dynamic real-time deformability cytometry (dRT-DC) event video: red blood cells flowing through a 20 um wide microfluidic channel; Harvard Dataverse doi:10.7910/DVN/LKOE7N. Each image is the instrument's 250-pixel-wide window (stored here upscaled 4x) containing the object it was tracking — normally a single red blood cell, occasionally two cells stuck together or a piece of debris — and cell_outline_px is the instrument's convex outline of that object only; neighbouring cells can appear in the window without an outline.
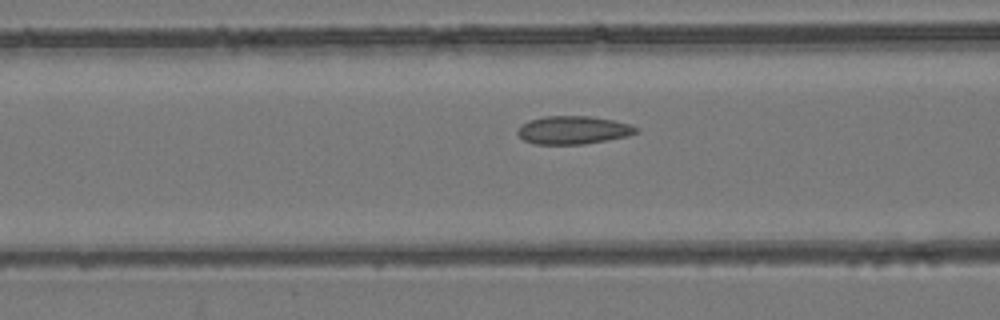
{"species": "common noctule bat (a hibernating species)", "species_latin": "Nyctalus noctula", "temperature_condition": "room temperature", "stored_images_in_passage": 54, "camera_frame_rate_fps": 3000, "um_per_image_px": 0.085, "animal": {"sex": "female", "body_mass_g": 24.6, "forearm_length_mm": 56.2}, "frame": {"image": 1, "passage_image": 22, "time_ms": 7.0, "image_size_px": [1000, 320], "cell_outline_px": [[640, 132], [628, 136], [584, 144], [536, 144], [524, 140], [516, 132], [520, 124], [528, 120], [544, 116], [592, 116], [632, 124], [640, 128]], "centroid_in_image_um": [48.75, 11.05], "position_along_channel_um": 117.9, "area_um2": 19.65}}
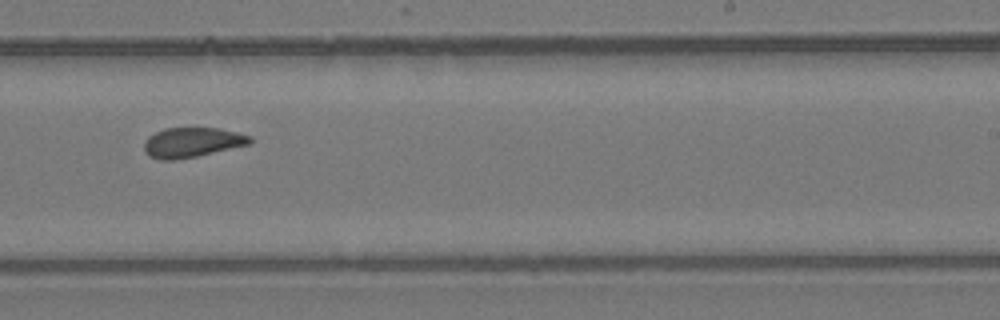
{"frame": {"image": 2, "passage_image": 34, "time_ms": 11.0, "image_size_px": [1000, 320], "cell_outline_px": [[252, 144], [196, 156], [176, 160], [160, 160], [148, 156], [144, 148], [144, 144], [148, 136], [164, 128], [220, 128], [252, 136]], "centroid_in_image_um": [16.34, 12.1], "position_along_channel_um": 272.7, "area_um2": 18.5}}
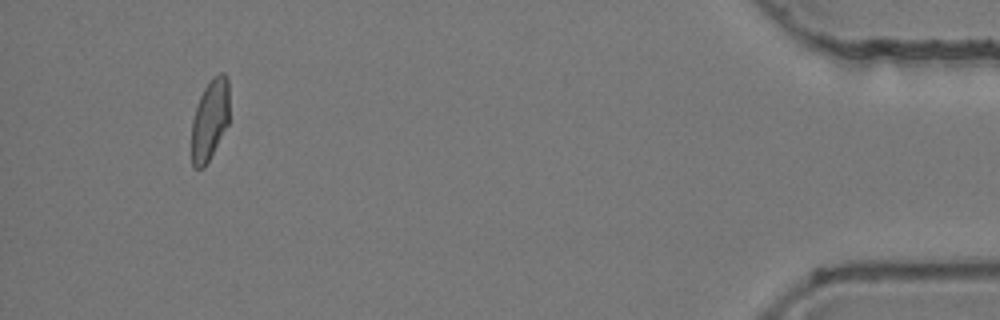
{"frame": {"image": 3, "passage_image": 51, "time_ms": 16.667, "image_size_px": [1000, 320], "cell_outline_px": [[228, 124], [204, 168], [192, 168], [192, 120], [200, 96], [204, 88], [212, 76], [220, 72], [224, 72], [228, 76]], "centroid_in_image_um": [17.83, 10.14], "position_along_channel_um": 417.4, "area_um2": 17.74}, "authors_computed_cell_mechanics": {"area_um2": 19.2474, "velocity_mm_per_s": 3.869, "shape_relaxation_time_tau1_ms": null, "shape_relaxation_time_tau2_ms": 1.8768, "deformation_change_tau1": null, "deformation_change_tau2": 0.0695}}